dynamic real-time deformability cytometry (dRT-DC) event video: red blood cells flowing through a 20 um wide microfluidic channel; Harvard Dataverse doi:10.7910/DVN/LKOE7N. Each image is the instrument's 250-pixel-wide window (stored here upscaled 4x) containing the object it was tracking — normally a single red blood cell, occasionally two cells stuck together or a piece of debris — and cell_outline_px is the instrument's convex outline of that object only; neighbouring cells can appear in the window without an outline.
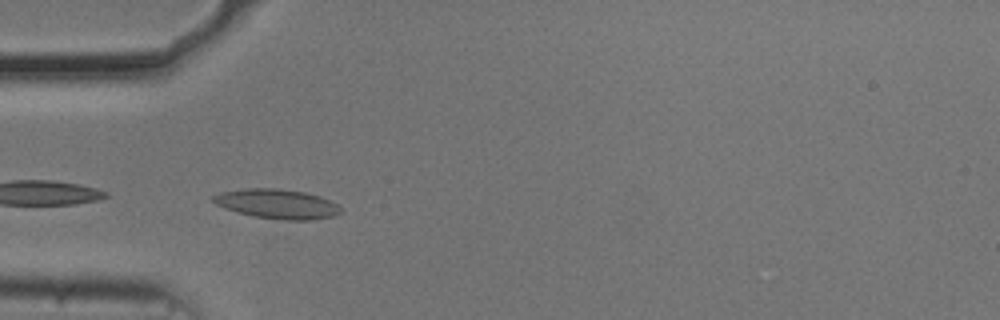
{"species": "common noctule bat (a hibernating species)", "species_latin": "Nyctalus noctula", "temperature_condition": "cold", "stored_images_in_passage": 48, "camera_frame_rate_fps": 3000, "um_per_image_px": 0.085, "animal": {"sex": "male", "body_mass_g": 20.5, "forearm_length_mm": 52.5}, "frame": {"image": 1, "passage_image": 11, "time_ms": 3.333, "image_size_px": [1000, 320], "cell_outline_px": [[340, 212], [332, 216], [312, 220], [284, 220], [252, 216], [236, 212], [224, 208], [216, 204], [212, 200], [212, 196], [220, 192], [244, 188], [280, 188], [304, 192], [320, 196], [336, 204], [340, 208]], "centroid_in_image_um": [23.5, 17.32], "position_along_channel_um": 61.5, "area_um2": 21.96}}
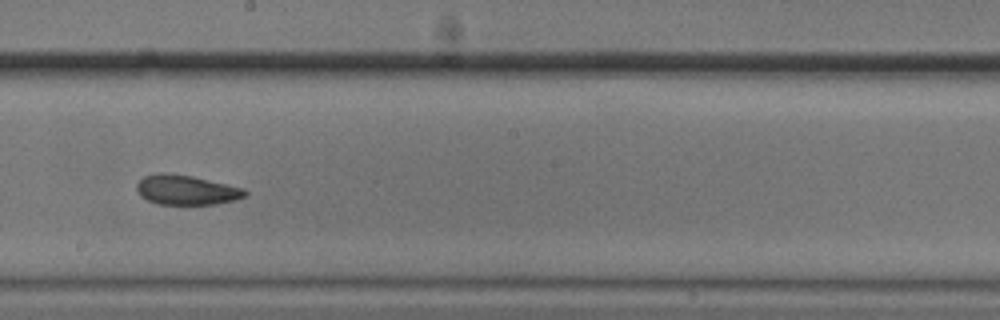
{"frame": {"image": 2, "passage_image": 25, "time_ms": 8.0, "image_size_px": [1000, 320], "cell_outline_px": [[248, 192], [244, 196], [236, 200], [216, 204], [160, 204], [148, 200], [140, 196], [136, 188], [136, 184], [144, 176], [164, 172], [192, 176], [244, 188]], "centroid_in_image_um": [15.84, 16.14], "position_along_channel_um": 232.4, "area_um2": 18.67}}
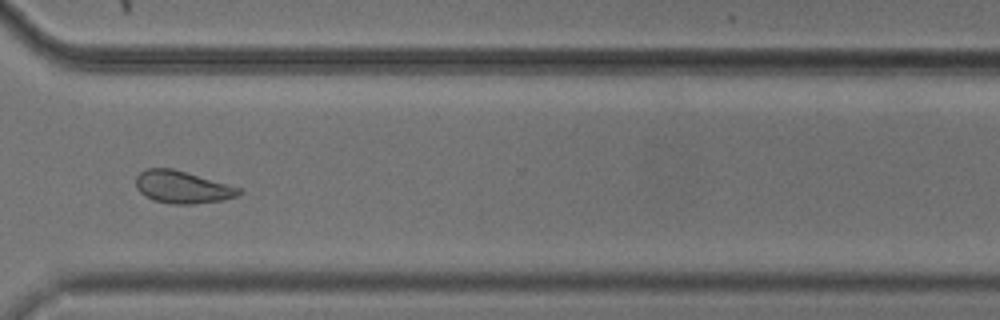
{"frame": {"image": 3, "passage_image": 35, "time_ms": 11.333, "image_size_px": [1000, 320], "cell_outline_px": [[244, 192], [236, 196], [220, 200], [192, 204], [172, 204], [156, 200], [140, 192], [136, 188], [136, 176], [144, 168], [172, 168], [240, 188]], "centroid_in_image_um": [15.47, 15.89], "position_along_channel_um": 355.1, "area_um2": 19.07}, "authors_computed_cell_mechanics": {"area_um2": 20.1144, "velocity_mm_per_s": 3.6951, "shape_relaxation_time_tau1_ms": null, "shape_relaxation_time_tau2_ms": 3.0143, "deformation_change_tau1": null, "deformation_change_tau2": 0.0805}}